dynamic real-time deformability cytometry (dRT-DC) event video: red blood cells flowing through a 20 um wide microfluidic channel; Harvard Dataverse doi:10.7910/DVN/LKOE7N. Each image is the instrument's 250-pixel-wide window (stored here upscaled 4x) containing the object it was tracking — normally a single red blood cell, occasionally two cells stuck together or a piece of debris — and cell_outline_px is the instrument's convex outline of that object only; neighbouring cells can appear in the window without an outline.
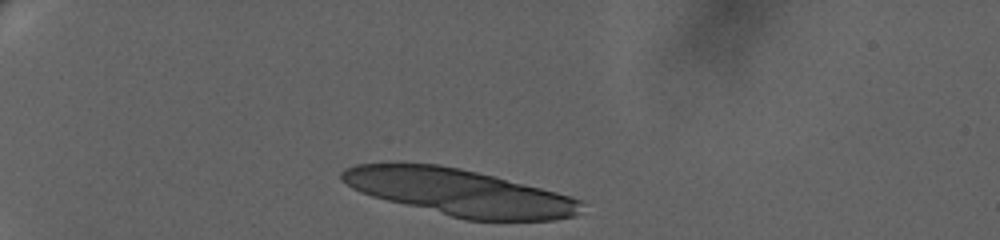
{"species": "human", "species_latin": "Homo sapiens", "temperature_condition": "warm", "stored_images_in_passage": 12, "camera_frame_rate_fps": 3000, "um_per_image_px": 0.085, "donor": {"sex": "female"}, "frame": {"image": 1, "passage_image": 1, "time_ms": 0.0, "image_size_px": [1000, 240], "cell_outline_px": [[584, 204], [580, 212], [576, 216], [556, 220], [464, 220], [372, 196], [360, 192], [352, 188], [340, 180], [340, 172], [344, 168], [356, 164], [436, 164], [460, 168], [496, 176], [572, 196], [584, 200]], "centroid_in_image_um": [39.1, 16.36], "position_along_channel_um": 45.9, "area_um2": 65.03}}